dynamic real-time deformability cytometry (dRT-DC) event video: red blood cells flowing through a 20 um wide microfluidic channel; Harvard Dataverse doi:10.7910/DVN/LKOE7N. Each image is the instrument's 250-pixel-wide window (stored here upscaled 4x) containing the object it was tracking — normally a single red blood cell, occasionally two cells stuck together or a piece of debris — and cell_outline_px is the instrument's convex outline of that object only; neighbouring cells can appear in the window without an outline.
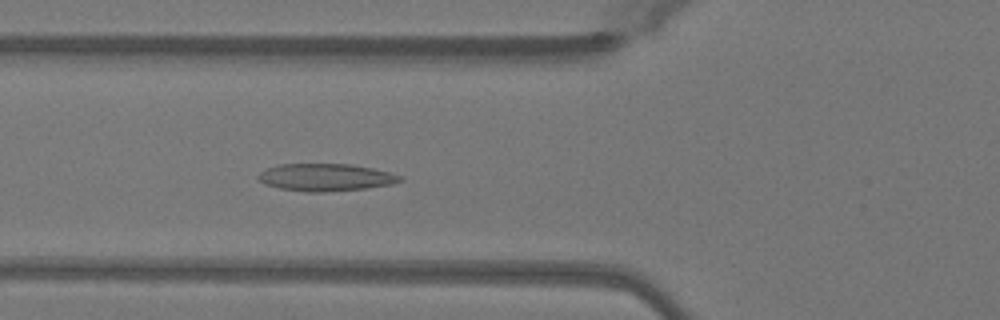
{"species": "Egyptian fruit bat (a non-hibernating species)", "species_latin": "Rousettus aegyptiacus", "temperature_condition": "warm", "stored_images_in_passage": 50, "camera_frame_rate_fps": 3000, "um_per_image_px": 0.085, "animal": {"sex": "female"}, "frame": {"image": 1, "passage_image": 19, "time_ms": 6.0, "image_size_px": [1000, 320], "cell_outline_px": [[404, 180], [392, 184], [364, 188], [324, 192], [308, 192], [280, 188], [264, 184], [256, 176], [260, 172], [268, 168], [280, 164], [352, 164], [372, 168], [404, 176]], "centroid_in_image_um": [27.7, 15.07], "position_along_channel_um": 98.1, "area_um2": 22.54}}
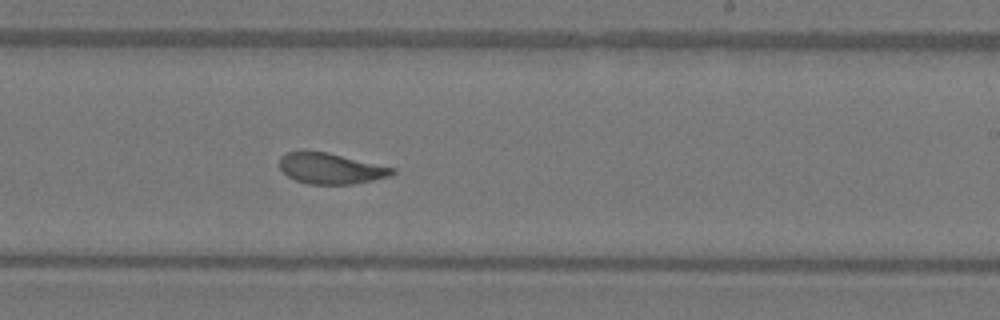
{"frame": {"image": 2, "passage_image": 31, "time_ms": 10.0, "image_size_px": [1000, 320], "cell_outline_px": [[396, 172], [392, 176], [352, 184], [308, 184], [296, 180], [288, 176], [280, 168], [280, 156], [288, 152], [328, 152], [396, 168]], "centroid_in_image_um": [28.16, 14.33], "position_along_channel_um": 260.8, "area_um2": 20.11}}
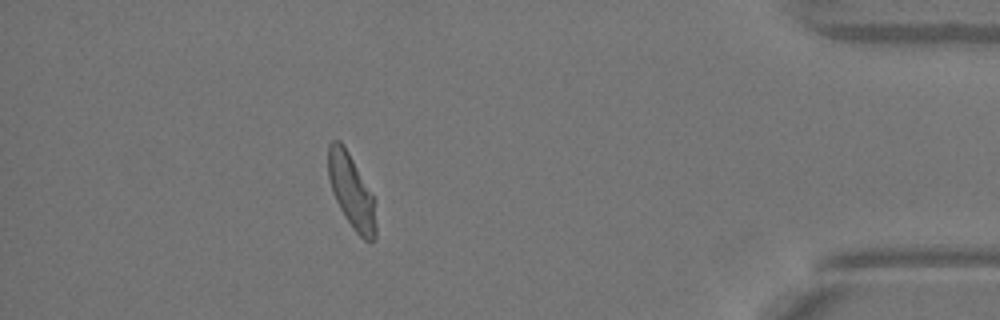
{"frame": {"image": 3, "passage_image": 45, "time_ms": 14.667, "image_size_px": [1000, 320], "cell_outline_px": [[376, 236], [372, 240], [364, 240], [352, 228], [344, 216], [332, 192], [328, 176], [328, 144], [332, 140], [340, 140], [344, 144], [372, 196], [376, 224]], "centroid_in_image_um": [29.83, 16.25], "position_along_channel_um": 405.4, "area_um2": 20.11}, "authors_computed_cell_mechanics": {"area_um2": 21.386, "velocity_mm_per_s": 4.079, "shape_relaxation_time_tau1_ms": 7.4224, "shape_relaxation_time_tau2_ms": 1.1668, "deformation_change_tau1": 0.204, "deformation_change_tau2": 0.0694}}